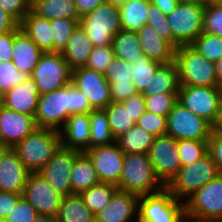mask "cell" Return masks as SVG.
Wrapping results in <instances>:
<instances>
[{"mask_svg": "<svg viewBox=\"0 0 222 222\" xmlns=\"http://www.w3.org/2000/svg\"><path fill=\"white\" fill-rule=\"evenodd\" d=\"M92 110L86 96L71 83L40 95L34 120L38 128L59 131L70 115L90 113Z\"/></svg>", "mask_w": 222, "mask_h": 222, "instance_id": "cell-1", "label": "cell"}, {"mask_svg": "<svg viewBox=\"0 0 222 222\" xmlns=\"http://www.w3.org/2000/svg\"><path fill=\"white\" fill-rule=\"evenodd\" d=\"M60 147L59 131L37 127L12 149L29 173H36L51 160Z\"/></svg>", "mask_w": 222, "mask_h": 222, "instance_id": "cell-2", "label": "cell"}, {"mask_svg": "<svg viewBox=\"0 0 222 222\" xmlns=\"http://www.w3.org/2000/svg\"><path fill=\"white\" fill-rule=\"evenodd\" d=\"M117 187L137 196L153 194L165 188L155 174L148 154L142 153L124 155L123 170Z\"/></svg>", "mask_w": 222, "mask_h": 222, "instance_id": "cell-3", "label": "cell"}, {"mask_svg": "<svg viewBox=\"0 0 222 222\" xmlns=\"http://www.w3.org/2000/svg\"><path fill=\"white\" fill-rule=\"evenodd\" d=\"M180 85L218 87L215 62L206 59L191 45L175 49Z\"/></svg>", "mask_w": 222, "mask_h": 222, "instance_id": "cell-4", "label": "cell"}, {"mask_svg": "<svg viewBox=\"0 0 222 222\" xmlns=\"http://www.w3.org/2000/svg\"><path fill=\"white\" fill-rule=\"evenodd\" d=\"M205 0L180 1L167 15L173 46L190 45L203 32Z\"/></svg>", "mask_w": 222, "mask_h": 222, "instance_id": "cell-5", "label": "cell"}, {"mask_svg": "<svg viewBox=\"0 0 222 222\" xmlns=\"http://www.w3.org/2000/svg\"><path fill=\"white\" fill-rule=\"evenodd\" d=\"M184 203L188 222H222V175L194 192Z\"/></svg>", "mask_w": 222, "mask_h": 222, "instance_id": "cell-6", "label": "cell"}, {"mask_svg": "<svg viewBox=\"0 0 222 222\" xmlns=\"http://www.w3.org/2000/svg\"><path fill=\"white\" fill-rule=\"evenodd\" d=\"M218 175L217 165L207 153L196 162L182 166L166 188L175 198L184 202Z\"/></svg>", "mask_w": 222, "mask_h": 222, "instance_id": "cell-7", "label": "cell"}, {"mask_svg": "<svg viewBox=\"0 0 222 222\" xmlns=\"http://www.w3.org/2000/svg\"><path fill=\"white\" fill-rule=\"evenodd\" d=\"M138 219L142 222H187L185 203L163 190L138 198Z\"/></svg>", "mask_w": 222, "mask_h": 222, "instance_id": "cell-8", "label": "cell"}, {"mask_svg": "<svg viewBox=\"0 0 222 222\" xmlns=\"http://www.w3.org/2000/svg\"><path fill=\"white\" fill-rule=\"evenodd\" d=\"M79 24L94 47L111 45L113 37L122 30L119 8L108 2L80 17Z\"/></svg>", "mask_w": 222, "mask_h": 222, "instance_id": "cell-9", "label": "cell"}, {"mask_svg": "<svg viewBox=\"0 0 222 222\" xmlns=\"http://www.w3.org/2000/svg\"><path fill=\"white\" fill-rule=\"evenodd\" d=\"M31 77L40 95H43L71 84L72 69L61 53L45 52L40 56Z\"/></svg>", "mask_w": 222, "mask_h": 222, "instance_id": "cell-10", "label": "cell"}, {"mask_svg": "<svg viewBox=\"0 0 222 222\" xmlns=\"http://www.w3.org/2000/svg\"><path fill=\"white\" fill-rule=\"evenodd\" d=\"M178 102L213 125L222 108L221 89L180 85Z\"/></svg>", "mask_w": 222, "mask_h": 222, "instance_id": "cell-11", "label": "cell"}, {"mask_svg": "<svg viewBox=\"0 0 222 222\" xmlns=\"http://www.w3.org/2000/svg\"><path fill=\"white\" fill-rule=\"evenodd\" d=\"M212 125L177 102L167 115V135L174 139L208 141Z\"/></svg>", "mask_w": 222, "mask_h": 222, "instance_id": "cell-12", "label": "cell"}, {"mask_svg": "<svg viewBox=\"0 0 222 222\" xmlns=\"http://www.w3.org/2000/svg\"><path fill=\"white\" fill-rule=\"evenodd\" d=\"M148 157L153 164L155 174L165 187L182 167L178 141L169 135L154 138Z\"/></svg>", "mask_w": 222, "mask_h": 222, "instance_id": "cell-13", "label": "cell"}, {"mask_svg": "<svg viewBox=\"0 0 222 222\" xmlns=\"http://www.w3.org/2000/svg\"><path fill=\"white\" fill-rule=\"evenodd\" d=\"M72 84L86 96L93 109H105L112 102L104 73L87 67L76 68L72 70Z\"/></svg>", "mask_w": 222, "mask_h": 222, "instance_id": "cell-14", "label": "cell"}, {"mask_svg": "<svg viewBox=\"0 0 222 222\" xmlns=\"http://www.w3.org/2000/svg\"><path fill=\"white\" fill-rule=\"evenodd\" d=\"M91 159L101 183L118 185L123 170L124 153L115 141L109 145L97 146L85 152Z\"/></svg>", "mask_w": 222, "mask_h": 222, "instance_id": "cell-15", "label": "cell"}, {"mask_svg": "<svg viewBox=\"0 0 222 222\" xmlns=\"http://www.w3.org/2000/svg\"><path fill=\"white\" fill-rule=\"evenodd\" d=\"M22 196L39 215L57 216L63 199L38 172L28 174Z\"/></svg>", "mask_w": 222, "mask_h": 222, "instance_id": "cell-16", "label": "cell"}, {"mask_svg": "<svg viewBox=\"0 0 222 222\" xmlns=\"http://www.w3.org/2000/svg\"><path fill=\"white\" fill-rule=\"evenodd\" d=\"M79 153L60 147L51 160L38 172L53 190L63 197L71 194L70 174L74 159Z\"/></svg>", "mask_w": 222, "mask_h": 222, "instance_id": "cell-17", "label": "cell"}, {"mask_svg": "<svg viewBox=\"0 0 222 222\" xmlns=\"http://www.w3.org/2000/svg\"><path fill=\"white\" fill-rule=\"evenodd\" d=\"M37 128L34 117L15 112L0 102V143L13 148Z\"/></svg>", "mask_w": 222, "mask_h": 222, "instance_id": "cell-18", "label": "cell"}, {"mask_svg": "<svg viewBox=\"0 0 222 222\" xmlns=\"http://www.w3.org/2000/svg\"><path fill=\"white\" fill-rule=\"evenodd\" d=\"M59 133L61 147L86 152L90 149V113L70 115Z\"/></svg>", "mask_w": 222, "mask_h": 222, "instance_id": "cell-19", "label": "cell"}, {"mask_svg": "<svg viewBox=\"0 0 222 222\" xmlns=\"http://www.w3.org/2000/svg\"><path fill=\"white\" fill-rule=\"evenodd\" d=\"M136 194L117 190L107 206L95 216V222H133L138 219Z\"/></svg>", "mask_w": 222, "mask_h": 222, "instance_id": "cell-20", "label": "cell"}, {"mask_svg": "<svg viewBox=\"0 0 222 222\" xmlns=\"http://www.w3.org/2000/svg\"><path fill=\"white\" fill-rule=\"evenodd\" d=\"M40 93L35 80L29 76L23 84H18L0 97L3 106L15 112L35 116Z\"/></svg>", "mask_w": 222, "mask_h": 222, "instance_id": "cell-21", "label": "cell"}, {"mask_svg": "<svg viewBox=\"0 0 222 222\" xmlns=\"http://www.w3.org/2000/svg\"><path fill=\"white\" fill-rule=\"evenodd\" d=\"M29 171L9 148L0 162V191L22 194Z\"/></svg>", "mask_w": 222, "mask_h": 222, "instance_id": "cell-22", "label": "cell"}, {"mask_svg": "<svg viewBox=\"0 0 222 222\" xmlns=\"http://www.w3.org/2000/svg\"><path fill=\"white\" fill-rule=\"evenodd\" d=\"M12 61L18 71L31 76L44 53L18 25L14 29Z\"/></svg>", "mask_w": 222, "mask_h": 222, "instance_id": "cell-23", "label": "cell"}, {"mask_svg": "<svg viewBox=\"0 0 222 222\" xmlns=\"http://www.w3.org/2000/svg\"><path fill=\"white\" fill-rule=\"evenodd\" d=\"M137 35L143 55L147 58L160 64L174 62L176 48L161 38L152 26L144 24L137 32Z\"/></svg>", "mask_w": 222, "mask_h": 222, "instance_id": "cell-24", "label": "cell"}, {"mask_svg": "<svg viewBox=\"0 0 222 222\" xmlns=\"http://www.w3.org/2000/svg\"><path fill=\"white\" fill-rule=\"evenodd\" d=\"M93 48L94 46L85 30L78 24L70 35L67 46L61 54L68 62L70 68L74 70L86 66Z\"/></svg>", "mask_w": 222, "mask_h": 222, "instance_id": "cell-25", "label": "cell"}, {"mask_svg": "<svg viewBox=\"0 0 222 222\" xmlns=\"http://www.w3.org/2000/svg\"><path fill=\"white\" fill-rule=\"evenodd\" d=\"M19 26L44 53L53 52V32L48 19L39 17L31 10Z\"/></svg>", "mask_w": 222, "mask_h": 222, "instance_id": "cell-26", "label": "cell"}, {"mask_svg": "<svg viewBox=\"0 0 222 222\" xmlns=\"http://www.w3.org/2000/svg\"><path fill=\"white\" fill-rule=\"evenodd\" d=\"M70 176L71 194H80L100 183L93 163L85 152H80L75 157Z\"/></svg>", "mask_w": 222, "mask_h": 222, "instance_id": "cell-27", "label": "cell"}, {"mask_svg": "<svg viewBox=\"0 0 222 222\" xmlns=\"http://www.w3.org/2000/svg\"><path fill=\"white\" fill-rule=\"evenodd\" d=\"M180 80L177 65L175 62L161 64L148 84L144 96H151L157 93H178Z\"/></svg>", "mask_w": 222, "mask_h": 222, "instance_id": "cell-28", "label": "cell"}, {"mask_svg": "<svg viewBox=\"0 0 222 222\" xmlns=\"http://www.w3.org/2000/svg\"><path fill=\"white\" fill-rule=\"evenodd\" d=\"M59 222H95V216L80 194L64 196L57 214Z\"/></svg>", "mask_w": 222, "mask_h": 222, "instance_id": "cell-29", "label": "cell"}, {"mask_svg": "<svg viewBox=\"0 0 222 222\" xmlns=\"http://www.w3.org/2000/svg\"><path fill=\"white\" fill-rule=\"evenodd\" d=\"M31 10L49 21L57 18L80 19L74 0H41Z\"/></svg>", "mask_w": 222, "mask_h": 222, "instance_id": "cell-30", "label": "cell"}, {"mask_svg": "<svg viewBox=\"0 0 222 222\" xmlns=\"http://www.w3.org/2000/svg\"><path fill=\"white\" fill-rule=\"evenodd\" d=\"M150 0H128L119 9L123 31L138 32L147 23V10Z\"/></svg>", "mask_w": 222, "mask_h": 222, "instance_id": "cell-31", "label": "cell"}, {"mask_svg": "<svg viewBox=\"0 0 222 222\" xmlns=\"http://www.w3.org/2000/svg\"><path fill=\"white\" fill-rule=\"evenodd\" d=\"M155 136L136 124L124 135L116 140L124 154H148Z\"/></svg>", "mask_w": 222, "mask_h": 222, "instance_id": "cell-32", "label": "cell"}, {"mask_svg": "<svg viewBox=\"0 0 222 222\" xmlns=\"http://www.w3.org/2000/svg\"><path fill=\"white\" fill-rule=\"evenodd\" d=\"M111 45L116 57L130 63L143 55L137 32L121 30L113 37Z\"/></svg>", "mask_w": 222, "mask_h": 222, "instance_id": "cell-33", "label": "cell"}, {"mask_svg": "<svg viewBox=\"0 0 222 222\" xmlns=\"http://www.w3.org/2000/svg\"><path fill=\"white\" fill-rule=\"evenodd\" d=\"M109 128L115 141L127 133L134 125L133 117L122 102L112 101L105 109Z\"/></svg>", "mask_w": 222, "mask_h": 222, "instance_id": "cell-34", "label": "cell"}, {"mask_svg": "<svg viewBox=\"0 0 222 222\" xmlns=\"http://www.w3.org/2000/svg\"><path fill=\"white\" fill-rule=\"evenodd\" d=\"M118 187L109 183H99L80 193L85 205L96 216L111 201Z\"/></svg>", "mask_w": 222, "mask_h": 222, "instance_id": "cell-35", "label": "cell"}, {"mask_svg": "<svg viewBox=\"0 0 222 222\" xmlns=\"http://www.w3.org/2000/svg\"><path fill=\"white\" fill-rule=\"evenodd\" d=\"M115 142L109 128L108 117L104 109L90 112V149Z\"/></svg>", "mask_w": 222, "mask_h": 222, "instance_id": "cell-36", "label": "cell"}, {"mask_svg": "<svg viewBox=\"0 0 222 222\" xmlns=\"http://www.w3.org/2000/svg\"><path fill=\"white\" fill-rule=\"evenodd\" d=\"M131 64L133 70L131 81L133 82L136 91L138 93H143L161 64L150 60L145 55H142L136 61H132Z\"/></svg>", "mask_w": 222, "mask_h": 222, "instance_id": "cell-37", "label": "cell"}, {"mask_svg": "<svg viewBox=\"0 0 222 222\" xmlns=\"http://www.w3.org/2000/svg\"><path fill=\"white\" fill-rule=\"evenodd\" d=\"M80 19L57 18L50 20L53 32V52L62 53L67 46L70 35L79 24Z\"/></svg>", "mask_w": 222, "mask_h": 222, "instance_id": "cell-38", "label": "cell"}, {"mask_svg": "<svg viewBox=\"0 0 222 222\" xmlns=\"http://www.w3.org/2000/svg\"><path fill=\"white\" fill-rule=\"evenodd\" d=\"M190 45L210 61L222 57V37L218 35L202 32Z\"/></svg>", "mask_w": 222, "mask_h": 222, "instance_id": "cell-39", "label": "cell"}, {"mask_svg": "<svg viewBox=\"0 0 222 222\" xmlns=\"http://www.w3.org/2000/svg\"><path fill=\"white\" fill-rule=\"evenodd\" d=\"M178 153L182 166H187L208 153V141L178 140Z\"/></svg>", "mask_w": 222, "mask_h": 222, "instance_id": "cell-40", "label": "cell"}, {"mask_svg": "<svg viewBox=\"0 0 222 222\" xmlns=\"http://www.w3.org/2000/svg\"><path fill=\"white\" fill-rule=\"evenodd\" d=\"M144 97L146 110L160 116H167L178 102V93H157Z\"/></svg>", "mask_w": 222, "mask_h": 222, "instance_id": "cell-41", "label": "cell"}, {"mask_svg": "<svg viewBox=\"0 0 222 222\" xmlns=\"http://www.w3.org/2000/svg\"><path fill=\"white\" fill-rule=\"evenodd\" d=\"M29 76L18 71L13 61H0V97L18 84H23Z\"/></svg>", "mask_w": 222, "mask_h": 222, "instance_id": "cell-42", "label": "cell"}, {"mask_svg": "<svg viewBox=\"0 0 222 222\" xmlns=\"http://www.w3.org/2000/svg\"><path fill=\"white\" fill-rule=\"evenodd\" d=\"M146 12V24L152 26L161 38L173 45V33L167 22V15H164L163 12L151 2L148 3V10Z\"/></svg>", "mask_w": 222, "mask_h": 222, "instance_id": "cell-43", "label": "cell"}, {"mask_svg": "<svg viewBox=\"0 0 222 222\" xmlns=\"http://www.w3.org/2000/svg\"><path fill=\"white\" fill-rule=\"evenodd\" d=\"M203 32L222 37V5L205 0Z\"/></svg>", "mask_w": 222, "mask_h": 222, "instance_id": "cell-44", "label": "cell"}, {"mask_svg": "<svg viewBox=\"0 0 222 222\" xmlns=\"http://www.w3.org/2000/svg\"><path fill=\"white\" fill-rule=\"evenodd\" d=\"M135 124L155 137L167 135V116H160L145 110Z\"/></svg>", "mask_w": 222, "mask_h": 222, "instance_id": "cell-45", "label": "cell"}, {"mask_svg": "<svg viewBox=\"0 0 222 222\" xmlns=\"http://www.w3.org/2000/svg\"><path fill=\"white\" fill-rule=\"evenodd\" d=\"M114 57L112 45L94 47L85 67L105 73Z\"/></svg>", "mask_w": 222, "mask_h": 222, "instance_id": "cell-46", "label": "cell"}, {"mask_svg": "<svg viewBox=\"0 0 222 222\" xmlns=\"http://www.w3.org/2000/svg\"><path fill=\"white\" fill-rule=\"evenodd\" d=\"M132 72L130 62L115 56L104 74L108 82H128L132 79Z\"/></svg>", "mask_w": 222, "mask_h": 222, "instance_id": "cell-47", "label": "cell"}, {"mask_svg": "<svg viewBox=\"0 0 222 222\" xmlns=\"http://www.w3.org/2000/svg\"><path fill=\"white\" fill-rule=\"evenodd\" d=\"M39 214L23 197L5 217L6 222H34Z\"/></svg>", "mask_w": 222, "mask_h": 222, "instance_id": "cell-48", "label": "cell"}, {"mask_svg": "<svg viewBox=\"0 0 222 222\" xmlns=\"http://www.w3.org/2000/svg\"><path fill=\"white\" fill-rule=\"evenodd\" d=\"M0 7L11 15L18 23L31 11L26 0H0Z\"/></svg>", "mask_w": 222, "mask_h": 222, "instance_id": "cell-49", "label": "cell"}, {"mask_svg": "<svg viewBox=\"0 0 222 222\" xmlns=\"http://www.w3.org/2000/svg\"><path fill=\"white\" fill-rule=\"evenodd\" d=\"M111 98L114 102H122L128 99L131 95L137 93L132 81L128 82H109Z\"/></svg>", "mask_w": 222, "mask_h": 222, "instance_id": "cell-50", "label": "cell"}, {"mask_svg": "<svg viewBox=\"0 0 222 222\" xmlns=\"http://www.w3.org/2000/svg\"><path fill=\"white\" fill-rule=\"evenodd\" d=\"M122 103L125 107H128L135 123L146 110L145 97L142 93L137 92L136 94L131 95L128 99L123 100Z\"/></svg>", "mask_w": 222, "mask_h": 222, "instance_id": "cell-51", "label": "cell"}, {"mask_svg": "<svg viewBox=\"0 0 222 222\" xmlns=\"http://www.w3.org/2000/svg\"><path fill=\"white\" fill-rule=\"evenodd\" d=\"M208 153L215 161L219 174L222 175V136L211 132L208 140Z\"/></svg>", "mask_w": 222, "mask_h": 222, "instance_id": "cell-52", "label": "cell"}, {"mask_svg": "<svg viewBox=\"0 0 222 222\" xmlns=\"http://www.w3.org/2000/svg\"><path fill=\"white\" fill-rule=\"evenodd\" d=\"M22 197V194L0 191V218L5 219Z\"/></svg>", "mask_w": 222, "mask_h": 222, "instance_id": "cell-53", "label": "cell"}, {"mask_svg": "<svg viewBox=\"0 0 222 222\" xmlns=\"http://www.w3.org/2000/svg\"><path fill=\"white\" fill-rule=\"evenodd\" d=\"M14 30L0 35V61H12Z\"/></svg>", "mask_w": 222, "mask_h": 222, "instance_id": "cell-54", "label": "cell"}, {"mask_svg": "<svg viewBox=\"0 0 222 222\" xmlns=\"http://www.w3.org/2000/svg\"><path fill=\"white\" fill-rule=\"evenodd\" d=\"M80 17L91 13L97 6L106 3L107 0H74Z\"/></svg>", "mask_w": 222, "mask_h": 222, "instance_id": "cell-55", "label": "cell"}, {"mask_svg": "<svg viewBox=\"0 0 222 222\" xmlns=\"http://www.w3.org/2000/svg\"><path fill=\"white\" fill-rule=\"evenodd\" d=\"M19 23L0 7V35L13 31Z\"/></svg>", "mask_w": 222, "mask_h": 222, "instance_id": "cell-56", "label": "cell"}, {"mask_svg": "<svg viewBox=\"0 0 222 222\" xmlns=\"http://www.w3.org/2000/svg\"><path fill=\"white\" fill-rule=\"evenodd\" d=\"M150 2L156 5L164 15H168L178 6L180 0H150Z\"/></svg>", "mask_w": 222, "mask_h": 222, "instance_id": "cell-57", "label": "cell"}, {"mask_svg": "<svg viewBox=\"0 0 222 222\" xmlns=\"http://www.w3.org/2000/svg\"><path fill=\"white\" fill-rule=\"evenodd\" d=\"M212 132L222 136V108L214 124L212 125Z\"/></svg>", "mask_w": 222, "mask_h": 222, "instance_id": "cell-58", "label": "cell"}, {"mask_svg": "<svg viewBox=\"0 0 222 222\" xmlns=\"http://www.w3.org/2000/svg\"><path fill=\"white\" fill-rule=\"evenodd\" d=\"M216 77L218 87H222V57L215 62Z\"/></svg>", "mask_w": 222, "mask_h": 222, "instance_id": "cell-59", "label": "cell"}, {"mask_svg": "<svg viewBox=\"0 0 222 222\" xmlns=\"http://www.w3.org/2000/svg\"><path fill=\"white\" fill-rule=\"evenodd\" d=\"M34 222H59L55 215H38Z\"/></svg>", "mask_w": 222, "mask_h": 222, "instance_id": "cell-60", "label": "cell"}, {"mask_svg": "<svg viewBox=\"0 0 222 222\" xmlns=\"http://www.w3.org/2000/svg\"><path fill=\"white\" fill-rule=\"evenodd\" d=\"M128 0H107L108 3H111L116 8H121L123 5L127 3Z\"/></svg>", "mask_w": 222, "mask_h": 222, "instance_id": "cell-61", "label": "cell"}, {"mask_svg": "<svg viewBox=\"0 0 222 222\" xmlns=\"http://www.w3.org/2000/svg\"><path fill=\"white\" fill-rule=\"evenodd\" d=\"M9 149V147L3 145L0 143V162H1V159L3 157V155L5 154V152Z\"/></svg>", "mask_w": 222, "mask_h": 222, "instance_id": "cell-62", "label": "cell"}, {"mask_svg": "<svg viewBox=\"0 0 222 222\" xmlns=\"http://www.w3.org/2000/svg\"><path fill=\"white\" fill-rule=\"evenodd\" d=\"M27 4L32 8L34 5H36L41 0H26Z\"/></svg>", "mask_w": 222, "mask_h": 222, "instance_id": "cell-63", "label": "cell"}, {"mask_svg": "<svg viewBox=\"0 0 222 222\" xmlns=\"http://www.w3.org/2000/svg\"><path fill=\"white\" fill-rule=\"evenodd\" d=\"M210 1L222 5V0H210Z\"/></svg>", "mask_w": 222, "mask_h": 222, "instance_id": "cell-64", "label": "cell"}, {"mask_svg": "<svg viewBox=\"0 0 222 222\" xmlns=\"http://www.w3.org/2000/svg\"><path fill=\"white\" fill-rule=\"evenodd\" d=\"M0 222H6L5 219L0 218Z\"/></svg>", "mask_w": 222, "mask_h": 222, "instance_id": "cell-65", "label": "cell"}, {"mask_svg": "<svg viewBox=\"0 0 222 222\" xmlns=\"http://www.w3.org/2000/svg\"><path fill=\"white\" fill-rule=\"evenodd\" d=\"M133 222H142V221H140L139 219H137V220H135V221H133Z\"/></svg>", "mask_w": 222, "mask_h": 222, "instance_id": "cell-66", "label": "cell"}]
</instances>
